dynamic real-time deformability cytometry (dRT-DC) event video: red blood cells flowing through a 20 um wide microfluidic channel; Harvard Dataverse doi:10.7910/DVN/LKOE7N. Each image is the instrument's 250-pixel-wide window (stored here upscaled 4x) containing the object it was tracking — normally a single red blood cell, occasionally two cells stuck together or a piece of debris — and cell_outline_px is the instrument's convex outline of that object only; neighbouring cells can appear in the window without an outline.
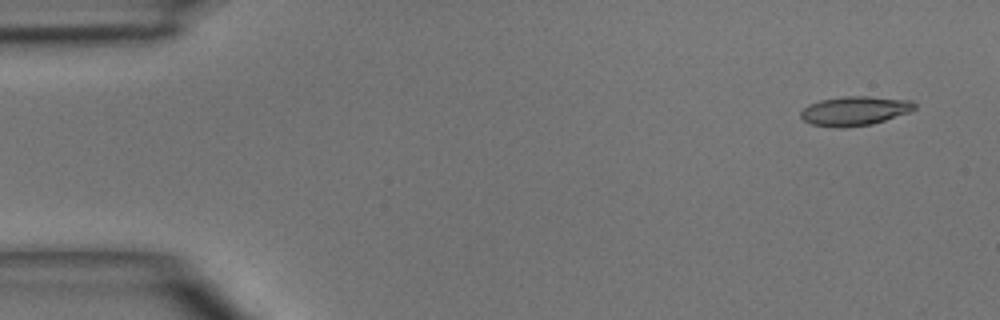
{"species": "common noctule bat (a hibernating species)", "species_latin": "Nyctalus noctula", "temperature_condition": "room temperature", "stored_images_in_passage": 5, "camera_frame_rate_fps": 3000, "um_per_image_px": 0.085, "animal": {"sex": "male", "body_mass_g": 15.6}, "frame": {"image": 1, "passage_image": 1, "time_ms": 0.0, "image_size_px": [1000, 320], "cell_outline_px": [[916, 108], [912, 112], [872, 124], [844, 128], [836, 128], [812, 124], [804, 120], [800, 116], [800, 112], [808, 104], [820, 100], [844, 96], [868, 96], [912, 100], [916, 104]], "centroid_in_image_um": [72.68, 9.42], "position_along_channel_um": 12.3, "area_um2": 19.65}}